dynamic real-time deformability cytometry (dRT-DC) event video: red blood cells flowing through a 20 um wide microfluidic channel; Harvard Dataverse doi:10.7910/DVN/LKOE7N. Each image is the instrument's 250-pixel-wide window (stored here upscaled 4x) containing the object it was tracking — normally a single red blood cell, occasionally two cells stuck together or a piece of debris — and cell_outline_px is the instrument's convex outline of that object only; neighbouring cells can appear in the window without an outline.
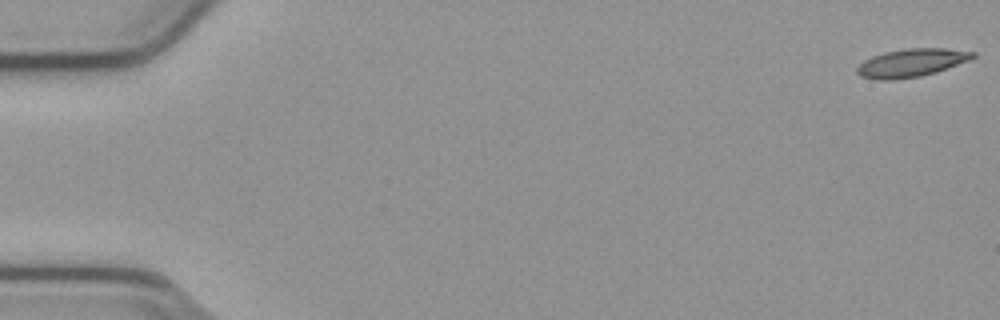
{"species": "common noctule bat (a hibernating species)", "species_latin": "Nyctalus noctula", "temperature_condition": "cold", "stored_images_in_passage": 55, "camera_frame_rate_fps": 3000, "um_per_image_px": 0.085, "animal": {"sex": "male", "body_mass_g": 23.1, "forearm_length_mm": 52.7}, "frame": {"image": 1, "passage_image": 1, "time_ms": 0.0, "image_size_px": [1000, 320], "cell_outline_px": [[976, 56], [968, 60], [948, 68], [936, 72], [920, 76], [896, 80], [876, 80], [860, 76], [856, 72], [856, 68], [864, 60], [872, 56], [884, 52], [904, 48], [944, 48], [976, 52]], "centroid_in_image_um": [77.44, 5.34], "position_along_channel_um": 7.6, "area_um2": 19.07}}
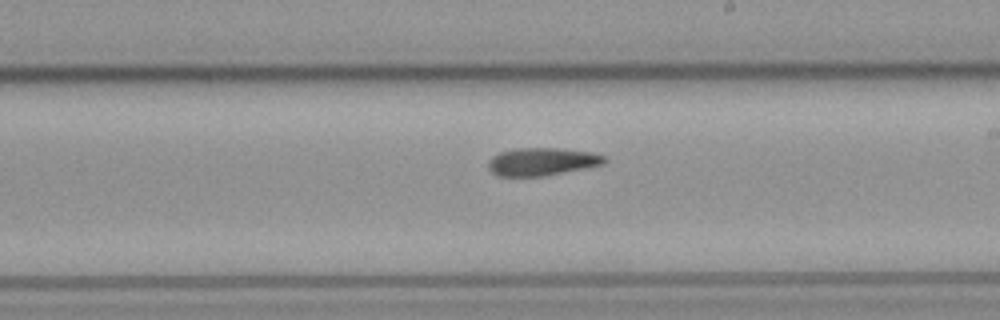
{"frame": {"image": 2, "passage_image": 32, "time_ms": 10.333, "image_size_px": [1000, 320], "cell_outline_px": [[608, 160], [604, 164], [544, 176], [496, 176], [488, 168], [488, 160], [492, 156], [500, 152], [516, 148], [560, 148], [592, 152], [604, 156]], "centroid_in_image_um": [46.05, 13.73], "position_along_channel_um": 242.9, "area_um2": 18.9}}
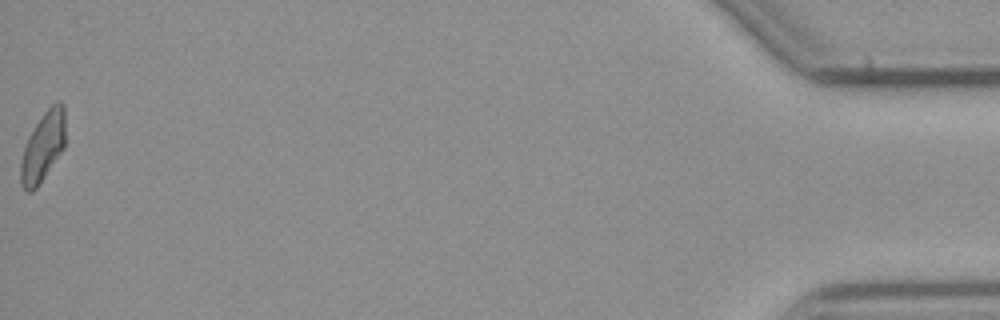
{"frame": {"image": 3, "passage_image": 55, "time_ms": 18.0, "image_size_px": [1000, 320], "cell_outline_px": [[64, 148], [36, 188], [32, 192], [28, 192], [20, 184], [20, 164], [24, 148], [28, 136], [44, 112], [56, 100], [60, 100], [64, 104]], "centroid_in_image_um": [3.64, 12.46], "position_along_channel_um": 431.6, "area_um2": 17.92}}